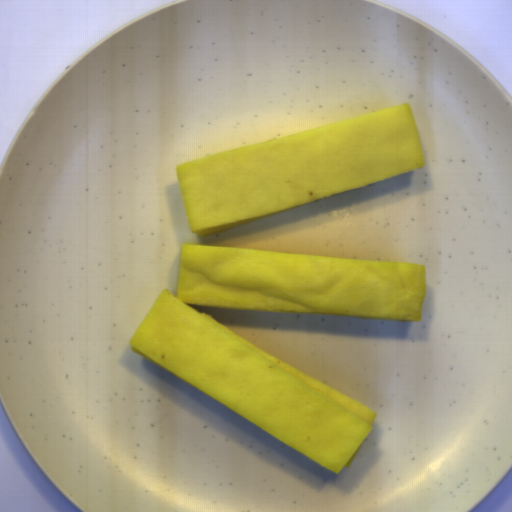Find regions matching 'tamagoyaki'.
<instances>
[{
    "mask_svg": "<svg viewBox=\"0 0 512 512\" xmlns=\"http://www.w3.org/2000/svg\"><path fill=\"white\" fill-rule=\"evenodd\" d=\"M418 263L181 243L131 351L333 473L350 467L376 412L193 307L421 321Z\"/></svg>",
    "mask_w": 512,
    "mask_h": 512,
    "instance_id": "1",
    "label": "tamagoyaki"
},
{
    "mask_svg": "<svg viewBox=\"0 0 512 512\" xmlns=\"http://www.w3.org/2000/svg\"><path fill=\"white\" fill-rule=\"evenodd\" d=\"M425 166L405 102L180 163L175 173L200 239Z\"/></svg>",
    "mask_w": 512,
    "mask_h": 512,
    "instance_id": "2",
    "label": "tamagoyaki"
}]
</instances>
